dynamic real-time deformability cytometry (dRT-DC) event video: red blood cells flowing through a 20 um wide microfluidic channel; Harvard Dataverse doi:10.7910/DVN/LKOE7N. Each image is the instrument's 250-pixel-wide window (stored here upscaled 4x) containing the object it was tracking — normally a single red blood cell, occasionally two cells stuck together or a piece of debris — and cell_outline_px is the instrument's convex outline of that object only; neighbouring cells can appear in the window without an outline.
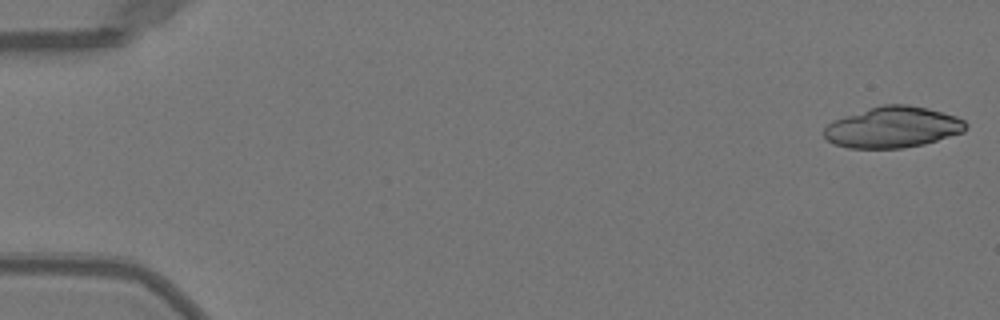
{"species": "Egyptian fruit bat (a non-hibernating species)", "species_latin": "Rousettus aegyptiacus", "temperature_condition": "warm", "stored_images_in_passage": 50, "camera_frame_rate_fps": 3000, "um_per_image_px": 0.085, "animal": {"sex": "female"}, "frame": {"image": 1, "passage_image": 1, "time_ms": 0.0, "image_size_px": [1000, 320], "cell_outline_px": [[968, 128], [964, 132], [924, 144], [904, 148], [848, 148], [832, 144], [824, 136], [824, 128], [832, 120], [868, 108], [884, 104], [908, 104], [928, 108], [956, 116], [964, 120], [968, 124]], "centroid_in_image_um": [75.89, 10.81], "position_along_channel_um": 9.1, "area_um2": 34.16}}